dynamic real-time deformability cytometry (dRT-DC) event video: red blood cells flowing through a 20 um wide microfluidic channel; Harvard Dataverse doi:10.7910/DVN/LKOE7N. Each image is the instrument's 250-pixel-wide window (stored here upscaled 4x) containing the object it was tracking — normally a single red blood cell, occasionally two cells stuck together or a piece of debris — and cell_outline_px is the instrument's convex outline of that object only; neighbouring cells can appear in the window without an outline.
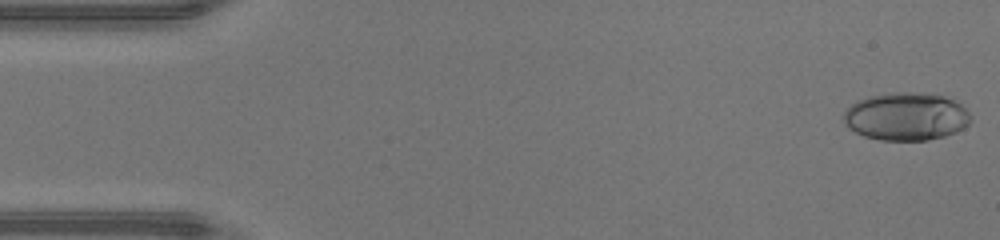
{"species": "human", "species_latin": "Homo sapiens", "temperature_condition": "warm", "stored_images_in_passage": 46, "camera_frame_rate_fps": 3000, "um_per_image_px": 0.085, "donor": {"sex": "male"}, "frame": {"image": 1, "passage_image": 1, "time_ms": 0.0, "image_size_px": [1000, 240], "cell_outline_px": [[972, 116], [968, 124], [964, 128], [956, 132], [944, 136], [928, 140], [880, 140], [864, 136], [848, 128], [844, 120], [844, 112], [856, 100], [868, 96], [896, 92], [912, 92], [944, 96], [956, 100]], "centroid_in_image_um": [77.03, 9.9], "position_along_channel_um": 8.0, "area_um2": 35.49}}
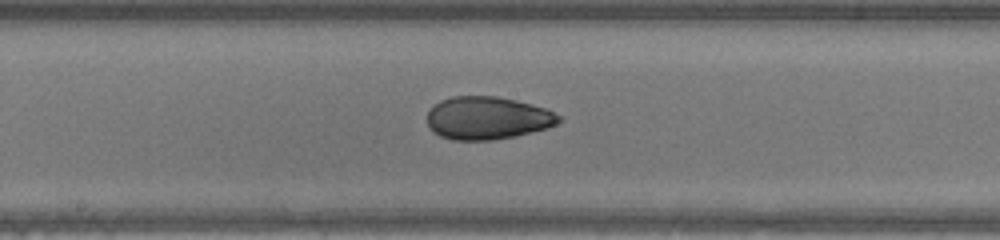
{"frame": {"image": 2, "passage_image": 24, "time_ms": 7.667, "image_size_px": [1000, 240], "cell_outline_px": [[560, 120], [556, 124], [548, 128], [516, 136], [492, 140], [452, 140], [440, 136], [432, 132], [428, 124], [428, 112], [440, 100], [452, 96], [496, 96], [516, 100], [548, 108], [560, 116]], "centroid_in_image_um": [41.45, 10.03], "position_along_channel_um": 206.8, "area_um2": 33.0}}
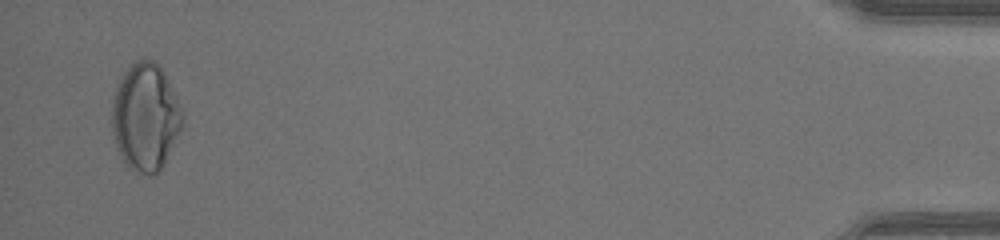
{"frame": {"image": 3, "passage_image": 45, "time_ms": 14.667, "image_size_px": [1000, 240], "cell_outline_px": [[184, 124], [160, 168], [152, 176], [128, 168], [124, 164], [120, 156], [116, 144], [112, 128], [112, 104], [116, 84], [124, 72], [136, 60], [152, 60], [164, 72], [184, 112]], "centroid_in_image_um": [12.36, 9.94], "position_along_channel_um": 422.8, "area_um2": 43.87}, "authors_computed_cell_mechanics": {"area_um2": 33.9286, "velocity_mm_per_s": 4.4161, "shape_relaxation_time_tau1_ms": null, "shape_relaxation_time_tau2_ms": 1.4421, "deformation_change_tau1": null, "deformation_change_tau2": 0.0581}}